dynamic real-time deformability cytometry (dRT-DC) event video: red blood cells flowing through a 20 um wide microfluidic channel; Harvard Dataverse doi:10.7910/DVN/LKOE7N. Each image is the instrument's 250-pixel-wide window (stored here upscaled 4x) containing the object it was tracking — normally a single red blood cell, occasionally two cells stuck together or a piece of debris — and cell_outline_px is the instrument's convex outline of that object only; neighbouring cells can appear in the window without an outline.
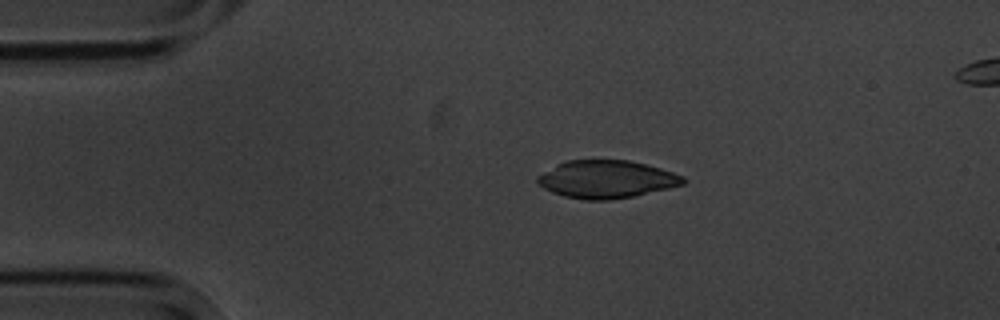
{"species": "common noctule bat (a hibernating species)", "species_latin": "Nyctalus noctula", "temperature_condition": "cold", "stored_images_in_passage": 3, "camera_frame_rate_fps": 3000, "um_per_image_px": 0.085, "animal": {"sex": "male", "body_mass_g": 20.1, "forearm_length_mm": 53.5}, "frame": {"image": 1, "passage_image": 1, "time_ms": 0.0, "image_size_px": [1000, 320], "cell_outline_px": [[688, 180], [684, 184], [668, 188], [632, 196], [612, 200], [584, 200], [564, 196], [552, 192], [544, 188], [536, 180], [536, 176], [556, 164], [568, 160], [628, 160], [660, 168], [684, 176]], "centroid_in_image_um": [51.54, 15.24], "position_along_channel_um": 33.5, "area_um2": 31.96}}